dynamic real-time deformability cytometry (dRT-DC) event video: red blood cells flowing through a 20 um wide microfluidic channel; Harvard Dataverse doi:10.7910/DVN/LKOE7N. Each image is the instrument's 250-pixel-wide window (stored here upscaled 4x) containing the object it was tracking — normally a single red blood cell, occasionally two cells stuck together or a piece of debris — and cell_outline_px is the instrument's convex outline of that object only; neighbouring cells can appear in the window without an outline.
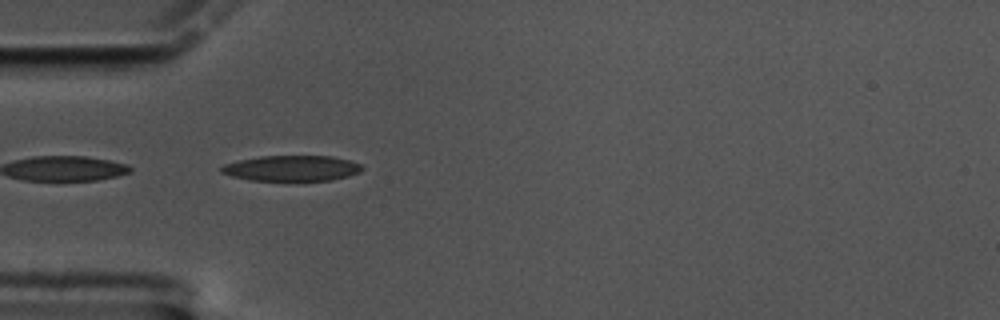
{"species": "common noctule bat (a hibernating species)", "species_latin": "Nyctalus noctula", "temperature_condition": "cold", "stored_images_in_passage": 42, "camera_frame_rate_fps": 3000, "um_per_image_px": 0.085, "animal": {"sex": "male", "body_mass_g": 17.5, "forearm_length_mm": 52.3}, "frame": {"image": 1, "passage_image": 1, "time_ms": 0.0, "image_size_px": [1000, 320], "cell_outline_px": [[364, 168], [360, 172], [348, 176], [332, 180], [252, 180], [232, 176], [220, 172], [220, 168], [224, 164], [240, 160], [260, 156], [332, 156], [348, 160], [360, 164]], "centroid_in_image_um": [24.81, 14.29], "position_along_channel_um": 60.2, "area_um2": 20.81}}
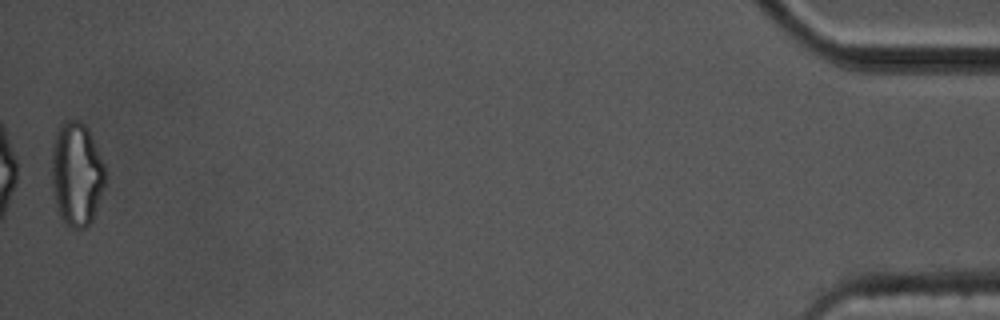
{"frame": {"image": 2, "passage_image": 42, "time_ms": 13.667, "image_size_px": [1000, 320], "cell_outline_px": [[104, 184], [92, 220], [84, 228], [72, 228], [60, 216], [56, 204], [52, 184], [52, 148], [56, 132], [64, 120], [80, 120], [88, 128], [104, 164]], "centroid_in_image_um": [6.5, 14.75], "position_along_channel_um": 428.7, "area_um2": 31.91}}